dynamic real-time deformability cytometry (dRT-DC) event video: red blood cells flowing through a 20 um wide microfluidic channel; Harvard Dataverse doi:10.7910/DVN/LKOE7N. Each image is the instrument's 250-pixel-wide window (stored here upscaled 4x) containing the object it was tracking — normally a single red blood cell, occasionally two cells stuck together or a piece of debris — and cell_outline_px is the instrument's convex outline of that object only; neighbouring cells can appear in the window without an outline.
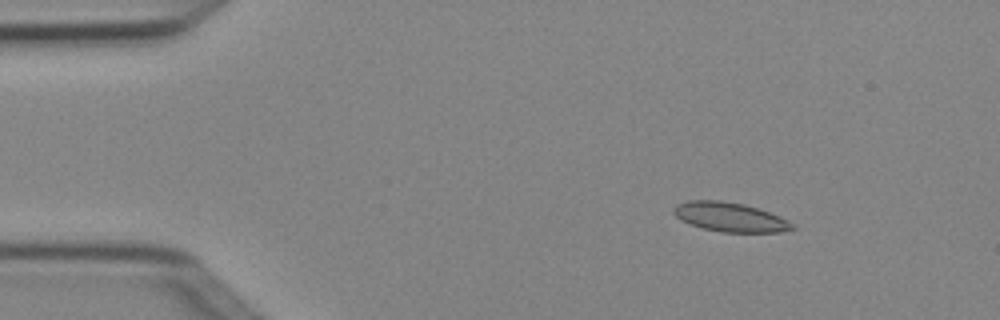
{"species": "Egyptian fruit bat (a non-hibernating species)", "species_latin": "Rousettus aegyptiacus", "temperature_condition": "cold", "stored_images_in_passage": 4, "segment_of_instrument_passage": [1, 2], "camera_frame_rate_fps": 3000, "um_per_image_px": 0.085, "animal": {"sex": "female"}, "frame": {"image": 1, "passage_image": 2, "time_ms": 0.333, "image_size_px": [1000, 320], "cell_outline_px": [[796, 228], [780, 232], [720, 232], [688, 224], [680, 220], [672, 212], [672, 208], [676, 204], [688, 200], [720, 200], [744, 204], [780, 216], [788, 220]], "centroid_in_image_um": [62.0, 18.44], "position_along_channel_um": 23.0, "area_um2": 20.29}}